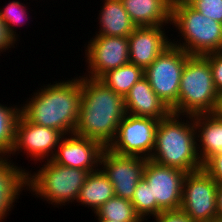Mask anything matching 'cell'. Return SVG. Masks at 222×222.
<instances>
[{
  "label": "cell",
  "instance_id": "obj_1",
  "mask_svg": "<svg viewBox=\"0 0 222 222\" xmlns=\"http://www.w3.org/2000/svg\"><path fill=\"white\" fill-rule=\"evenodd\" d=\"M81 101L74 133L98 141L105 148L113 142L126 111L124 97L99 79L81 76Z\"/></svg>",
  "mask_w": 222,
  "mask_h": 222
},
{
  "label": "cell",
  "instance_id": "obj_2",
  "mask_svg": "<svg viewBox=\"0 0 222 222\" xmlns=\"http://www.w3.org/2000/svg\"><path fill=\"white\" fill-rule=\"evenodd\" d=\"M46 85L21 104V114L33 124L59 130L64 135L74 133L82 94L81 76Z\"/></svg>",
  "mask_w": 222,
  "mask_h": 222
},
{
  "label": "cell",
  "instance_id": "obj_3",
  "mask_svg": "<svg viewBox=\"0 0 222 222\" xmlns=\"http://www.w3.org/2000/svg\"><path fill=\"white\" fill-rule=\"evenodd\" d=\"M150 159L161 165L181 169L186 173L201 170L202 163L197 153L193 116L182 118L181 115L170 113L166 118L159 120L155 146Z\"/></svg>",
  "mask_w": 222,
  "mask_h": 222
},
{
  "label": "cell",
  "instance_id": "obj_4",
  "mask_svg": "<svg viewBox=\"0 0 222 222\" xmlns=\"http://www.w3.org/2000/svg\"><path fill=\"white\" fill-rule=\"evenodd\" d=\"M171 25L181 35L179 41L174 38L171 44L191 56L222 51V23L202 15L185 0L172 1Z\"/></svg>",
  "mask_w": 222,
  "mask_h": 222
},
{
  "label": "cell",
  "instance_id": "obj_5",
  "mask_svg": "<svg viewBox=\"0 0 222 222\" xmlns=\"http://www.w3.org/2000/svg\"><path fill=\"white\" fill-rule=\"evenodd\" d=\"M218 97L209 62L203 56H191L183 68L178 103L171 113L182 117L214 113Z\"/></svg>",
  "mask_w": 222,
  "mask_h": 222
},
{
  "label": "cell",
  "instance_id": "obj_6",
  "mask_svg": "<svg viewBox=\"0 0 222 222\" xmlns=\"http://www.w3.org/2000/svg\"><path fill=\"white\" fill-rule=\"evenodd\" d=\"M88 174L86 170L61 166L52 159L45 160L36 172L27 171V191L59 208L77 200Z\"/></svg>",
  "mask_w": 222,
  "mask_h": 222
},
{
  "label": "cell",
  "instance_id": "obj_7",
  "mask_svg": "<svg viewBox=\"0 0 222 222\" xmlns=\"http://www.w3.org/2000/svg\"><path fill=\"white\" fill-rule=\"evenodd\" d=\"M190 57L171 44L144 70L151 88L170 110L178 103L181 74Z\"/></svg>",
  "mask_w": 222,
  "mask_h": 222
},
{
  "label": "cell",
  "instance_id": "obj_8",
  "mask_svg": "<svg viewBox=\"0 0 222 222\" xmlns=\"http://www.w3.org/2000/svg\"><path fill=\"white\" fill-rule=\"evenodd\" d=\"M217 185L203 169L187 173L183 181L180 210L193 222L217 221Z\"/></svg>",
  "mask_w": 222,
  "mask_h": 222
},
{
  "label": "cell",
  "instance_id": "obj_9",
  "mask_svg": "<svg viewBox=\"0 0 222 222\" xmlns=\"http://www.w3.org/2000/svg\"><path fill=\"white\" fill-rule=\"evenodd\" d=\"M158 123L157 119L126 113L108 149L119 155L150 159L155 146Z\"/></svg>",
  "mask_w": 222,
  "mask_h": 222
},
{
  "label": "cell",
  "instance_id": "obj_10",
  "mask_svg": "<svg viewBox=\"0 0 222 222\" xmlns=\"http://www.w3.org/2000/svg\"><path fill=\"white\" fill-rule=\"evenodd\" d=\"M84 50L88 73L82 76L91 79L130 63L128 37L95 35Z\"/></svg>",
  "mask_w": 222,
  "mask_h": 222
},
{
  "label": "cell",
  "instance_id": "obj_11",
  "mask_svg": "<svg viewBox=\"0 0 222 222\" xmlns=\"http://www.w3.org/2000/svg\"><path fill=\"white\" fill-rule=\"evenodd\" d=\"M63 136L61 131L33 124L21 114L16 125L14 146L9 157L11 158V154L14 156L23 152V154L26 153L27 158L32 157L31 160L36 161L35 164L38 163L37 161L44 162L45 158L51 160Z\"/></svg>",
  "mask_w": 222,
  "mask_h": 222
},
{
  "label": "cell",
  "instance_id": "obj_12",
  "mask_svg": "<svg viewBox=\"0 0 222 222\" xmlns=\"http://www.w3.org/2000/svg\"><path fill=\"white\" fill-rule=\"evenodd\" d=\"M186 174L181 169L146 159L143 178L151 188L152 200H156L162 211L180 210L183 181Z\"/></svg>",
  "mask_w": 222,
  "mask_h": 222
},
{
  "label": "cell",
  "instance_id": "obj_13",
  "mask_svg": "<svg viewBox=\"0 0 222 222\" xmlns=\"http://www.w3.org/2000/svg\"><path fill=\"white\" fill-rule=\"evenodd\" d=\"M146 158L119 155L105 148L100 169L113 185L114 195L131 201L138 182L143 178Z\"/></svg>",
  "mask_w": 222,
  "mask_h": 222
},
{
  "label": "cell",
  "instance_id": "obj_14",
  "mask_svg": "<svg viewBox=\"0 0 222 222\" xmlns=\"http://www.w3.org/2000/svg\"><path fill=\"white\" fill-rule=\"evenodd\" d=\"M105 147L98 141L75 133L63 136L52 160L61 166L86 170L89 173L100 169V160Z\"/></svg>",
  "mask_w": 222,
  "mask_h": 222
},
{
  "label": "cell",
  "instance_id": "obj_15",
  "mask_svg": "<svg viewBox=\"0 0 222 222\" xmlns=\"http://www.w3.org/2000/svg\"><path fill=\"white\" fill-rule=\"evenodd\" d=\"M169 38L164 26L136 27L128 36L130 63L145 70L171 45Z\"/></svg>",
  "mask_w": 222,
  "mask_h": 222
},
{
  "label": "cell",
  "instance_id": "obj_16",
  "mask_svg": "<svg viewBox=\"0 0 222 222\" xmlns=\"http://www.w3.org/2000/svg\"><path fill=\"white\" fill-rule=\"evenodd\" d=\"M124 106L127 114L136 117L161 120L171 113V110L156 95L145 77L136 82L124 96Z\"/></svg>",
  "mask_w": 222,
  "mask_h": 222
},
{
  "label": "cell",
  "instance_id": "obj_17",
  "mask_svg": "<svg viewBox=\"0 0 222 222\" xmlns=\"http://www.w3.org/2000/svg\"><path fill=\"white\" fill-rule=\"evenodd\" d=\"M10 160V157H0V222L7 218L22 191L27 190L28 170Z\"/></svg>",
  "mask_w": 222,
  "mask_h": 222
},
{
  "label": "cell",
  "instance_id": "obj_18",
  "mask_svg": "<svg viewBox=\"0 0 222 222\" xmlns=\"http://www.w3.org/2000/svg\"><path fill=\"white\" fill-rule=\"evenodd\" d=\"M173 0H121L132 22L137 27L167 26L171 22ZM169 24V25H167Z\"/></svg>",
  "mask_w": 222,
  "mask_h": 222
},
{
  "label": "cell",
  "instance_id": "obj_19",
  "mask_svg": "<svg viewBox=\"0 0 222 222\" xmlns=\"http://www.w3.org/2000/svg\"><path fill=\"white\" fill-rule=\"evenodd\" d=\"M193 118L197 153L203 165L210 157L222 153V119L215 113L195 115Z\"/></svg>",
  "mask_w": 222,
  "mask_h": 222
},
{
  "label": "cell",
  "instance_id": "obj_20",
  "mask_svg": "<svg viewBox=\"0 0 222 222\" xmlns=\"http://www.w3.org/2000/svg\"><path fill=\"white\" fill-rule=\"evenodd\" d=\"M98 16L99 30L95 35L128 37L137 27L121 0H103Z\"/></svg>",
  "mask_w": 222,
  "mask_h": 222
},
{
  "label": "cell",
  "instance_id": "obj_21",
  "mask_svg": "<svg viewBox=\"0 0 222 222\" xmlns=\"http://www.w3.org/2000/svg\"><path fill=\"white\" fill-rule=\"evenodd\" d=\"M114 196L113 185L101 169L90 172L81 187L77 203L90 207L96 212L104 203Z\"/></svg>",
  "mask_w": 222,
  "mask_h": 222
},
{
  "label": "cell",
  "instance_id": "obj_22",
  "mask_svg": "<svg viewBox=\"0 0 222 222\" xmlns=\"http://www.w3.org/2000/svg\"><path fill=\"white\" fill-rule=\"evenodd\" d=\"M142 77H144V70L129 63L108 71L99 80L115 93L124 97Z\"/></svg>",
  "mask_w": 222,
  "mask_h": 222
},
{
  "label": "cell",
  "instance_id": "obj_23",
  "mask_svg": "<svg viewBox=\"0 0 222 222\" xmlns=\"http://www.w3.org/2000/svg\"><path fill=\"white\" fill-rule=\"evenodd\" d=\"M13 106V107H12ZM0 103V157H9L15 142L16 125L21 106Z\"/></svg>",
  "mask_w": 222,
  "mask_h": 222
},
{
  "label": "cell",
  "instance_id": "obj_24",
  "mask_svg": "<svg viewBox=\"0 0 222 222\" xmlns=\"http://www.w3.org/2000/svg\"><path fill=\"white\" fill-rule=\"evenodd\" d=\"M95 217L118 222H144L136 213L134 205L127 199L113 196L95 213Z\"/></svg>",
  "mask_w": 222,
  "mask_h": 222
},
{
  "label": "cell",
  "instance_id": "obj_25",
  "mask_svg": "<svg viewBox=\"0 0 222 222\" xmlns=\"http://www.w3.org/2000/svg\"><path fill=\"white\" fill-rule=\"evenodd\" d=\"M130 202L143 221H147L150 216L154 217L162 212L156 200H152L151 188L144 178L138 182Z\"/></svg>",
  "mask_w": 222,
  "mask_h": 222
},
{
  "label": "cell",
  "instance_id": "obj_26",
  "mask_svg": "<svg viewBox=\"0 0 222 222\" xmlns=\"http://www.w3.org/2000/svg\"><path fill=\"white\" fill-rule=\"evenodd\" d=\"M25 5L26 4L20 2L19 0H13L12 2L9 1V3L3 7V9H0V17L15 39L19 38V34L16 32V26L20 25L22 27L24 22L23 20L25 18L27 20L29 18L28 15H30L28 11H26L28 10V7Z\"/></svg>",
  "mask_w": 222,
  "mask_h": 222
},
{
  "label": "cell",
  "instance_id": "obj_27",
  "mask_svg": "<svg viewBox=\"0 0 222 222\" xmlns=\"http://www.w3.org/2000/svg\"><path fill=\"white\" fill-rule=\"evenodd\" d=\"M202 15L222 23V0H185Z\"/></svg>",
  "mask_w": 222,
  "mask_h": 222
},
{
  "label": "cell",
  "instance_id": "obj_28",
  "mask_svg": "<svg viewBox=\"0 0 222 222\" xmlns=\"http://www.w3.org/2000/svg\"><path fill=\"white\" fill-rule=\"evenodd\" d=\"M211 67L214 85L218 93H222V51L212 52L203 56Z\"/></svg>",
  "mask_w": 222,
  "mask_h": 222
},
{
  "label": "cell",
  "instance_id": "obj_29",
  "mask_svg": "<svg viewBox=\"0 0 222 222\" xmlns=\"http://www.w3.org/2000/svg\"><path fill=\"white\" fill-rule=\"evenodd\" d=\"M202 169L218 184L222 183V153L210 157L202 165Z\"/></svg>",
  "mask_w": 222,
  "mask_h": 222
},
{
  "label": "cell",
  "instance_id": "obj_30",
  "mask_svg": "<svg viewBox=\"0 0 222 222\" xmlns=\"http://www.w3.org/2000/svg\"><path fill=\"white\" fill-rule=\"evenodd\" d=\"M153 222H193L183 211H162Z\"/></svg>",
  "mask_w": 222,
  "mask_h": 222
},
{
  "label": "cell",
  "instance_id": "obj_31",
  "mask_svg": "<svg viewBox=\"0 0 222 222\" xmlns=\"http://www.w3.org/2000/svg\"><path fill=\"white\" fill-rule=\"evenodd\" d=\"M16 42H18L17 39H15V37L10 33L6 24L0 17V53L6 52L9 48H15L14 44L17 45Z\"/></svg>",
  "mask_w": 222,
  "mask_h": 222
},
{
  "label": "cell",
  "instance_id": "obj_32",
  "mask_svg": "<svg viewBox=\"0 0 222 222\" xmlns=\"http://www.w3.org/2000/svg\"><path fill=\"white\" fill-rule=\"evenodd\" d=\"M216 201H217V221L222 222V183L217 185Z\"/></svg>",
  "mask_w": 222,
  "mask_h": 222
},
{
  "label": "cell",
  "instance_id": "obj_33",
  "mask_svg": "<svg viewBox=\"0 0 222 222\" xmlns=\"http://www.w3.org/2000/svg\"><path fill=\"white\" fill-rule=\"evenodd\" d=\"M214 113L222 119V93L219 94L217 108Z\"/></svg>",
  "mask_w": 222,
  "mask_h": 222
},
{
  "label": "cell",
  "instance_id": "obj_34",
  "mask_svg": "<svg viewBox=\"0 0 222 222\" xmlns=\"http://www.w3.org/2000/svg\"><path fill=\"white\" fill-rule=\"evenodd\" d=\"M96 219L98 220L97 222H118V221H111V220L99 218V217H97Z\"/></svg>",
  "mask_w": 222,
  "mask_h": 222
}]
</instances>
